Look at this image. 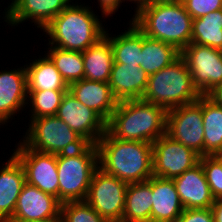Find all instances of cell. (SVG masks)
<instances>
[{
  "label": "cell",
  "mask_w": 222,
  "mask_h": 222,
  "mask_svg": "<svg viewBox=\"0 0 222 222\" xmlns=\"http://www.w3.org/2000/svg\"><path fill=\"white\" fill-rule=\"evenodd\" d=\"M98 166L126 183L147 181L153 176L152 143L124 141L107 130L97 142Z\"/></svg>",
  "instance_id": "cell-1"
},
{
  "label": "cell",
  "mask_w": 222,
  "mask_h": 222,
  "mask_svg": "<svg viewBox=\"0 0 222 222\" xmlns=\"http://www.w3.org/2000/svg\"><path fill=\"white\" fill-rule=\"evenodd\" d=\"M79 4L73 1L42 30L49 37L46 46L83 52L104 36L101 16L85 2Z\"/></svg>",
  "instance_id": "cell-2"
},
{
  "label": "cell",
  "mask_w": 222,
  "mask_h": 222,
  "mask_svg": "<svg viewBox=\"0 0 222 222\" xmlns=\"http://www.w3.org/2000/svg\"><path fill=\"white\" fill-rule=\"evenodd\" d=\"M166 115L163 107L141 99L121 101L106 130L119 140L153 143L166 133Z\"/></svg>",
  "instance_id": "cell-3"
},
{
  "label": "cell",
  "mask_w": 222,
  "mask_h": 222,
  "mask_svg": "<svg viewBox=\"0 0 222 222\" xmlns=\"http://www.w3.org/2000/svg\"><path fill=\"white\" fill-rule=\"evenodd\" d=\"M193 18L182 3H150L135 13L132 23L147 37L182 51L191 44Z\"/></svg>",
  "instance_id": "cell-4"
},
{
  "label": "cell",
  "mask_w": 222,
  "mask_h": 222,
  "mask_svg": "<svg viewBox=\"0 0 222 222\" xmlns=\"http://www.w3.org/2000/svg\"><path fill=\"white\" fill-rule=\"evenodd\" d=\"M201 96L184 59L179 56L170 65L149 76L141 100L157 104L168 111L195 102Z\"/></svg>",
  "instance_id": "cell-5"
},
{
  "label": "cell",
  "mask_w": 222,
  "mask_h": 222,
  "mask_svg": "<svg viewBox=\"0 0 222 222\" xmlns=\"http://www.w3.org/2000/svg\"><path fill=\"white\" fill-rule=\"evenodd\" d=\"M59 180V201H84L94 171L98 166L97 145L88 143L85 147L56 155Z\"/></svg>",
  "instance_id": "cell-6"
},
{
  "label": "cell",
  "mask_w": 222,
  "mask_h": 222,
  "mask_svg": "<svg viewBox=\"0 0 222 222\" xmlns=\"http://www.w3.org/2000/svg\"><path fill=\"white\" fill-rule=\"evenodd\" d=\"M27 126L29 128L20 140L36 151L57 155L79 150L88 144L57 116L30 119Z\"/></svg>",
  "instance_id": "cell-7"
},
{
  "label": "cell",
  "mask_w": 222,
  "mask_h": 222,
  "mask_svg": "<svg viewBox=\"0 0 222 222\" xmlns=\"http://www.w3.org/2000/svg\"><path fill=\"white\" fill-rule=\"evenodd\" d=\"M127 186L128 183L98 167L85 201L107 222H123Z\"/></svg>",
  "instance_id": "cell-8"
},
{
  "label": "cell",
  "mask_w": 222,
  "mask_h": 222,
  "mask_svg": "<svg viewBox=\"0 0 222 222\" xmlns=\"http://www.w3.org/2000/svg\"><path fill=\"white\" fill-rule=\"evenodd\" d=\"M166 134L204 156L202 96L195 102L167 111Z\"/></svg>",
  "instance_id": "cell-9"
},
{
  "label": "cell",
  "mask_w": 222,
  "mask_h": 222,
  "mask_svg": "<svg viewBox=\"0 0 222 222\" xmlns=\"http://www.w3.org/2000/svg\"><path fill=\"white\" fill-rule=\"evenodd\" d=\"M25 171V180L59 200L56 155L28 148L21 140L12 150Z\"/></svg>",
  "instance_id": "cell-10"
},
{
  "label": "cell",
  "mask_w": 222,
  "mask_h": 222,
  "mask_svg": "<svg viewBox=\"0 0 222 222\" xmlns=\"http://www.w3.org/2000/svg\"><path fill=\"white\" fill-rule=\"evenodd\" d=\"M180 56L201 95L222 83V50L191 43L180 52Z\"/></svg>",
  "instance_id": "cell-11"
},
{
  "label": "cell",
  "mask_w": 222,
  "mask_h": 222,
  "mask_svg": "<svg viewBox=\"0 0 222 222\" xmlns=\"http://www.w3.org/2000/svg\"><path fill=\"white\" fill-rule=\"evenodd\" d=\"M153 176L173 179L199 163L200 155L166 133L152 143Z\"/></svg>",
  "instance_id": "cell-12"
},
{
  "label": "cell",
  "mask_w": 222,
  "mask_h": 222,
  "mask_svg": "<svg viewBox=\"0 0 222 222\" xmlns=\"http://www.w3.org/2000/svg\"><path fill=\"white\" fill-rule=\"evenodd\" d=\"M56 116L90 144L96 145L106 132V122L69 91L63 96Z\"/></svg>",
  "instance_id": "cell-13"
},
{
  "label": "cell",
  "mask_w": 222,
  "mask_h": 222,
  "mask_svg": "<svg viewBox=\"0 0 222 222\" xmlns=\"http://www.w3.org/2000/svg\"><path fill=\"white\" fill-rule=\"evenodd\" d=\"M27 74L25 64L19 68L0 70V127L16 119L26 110ZM21 112V113H20ZM15 115V116H14ZM11 119V120H10Z\"/></svg>",
  "instance_id": "cell-14"
},
{
  "label": "cell",
  "mask_w": 222,
  "mask_h": 222,
  "mask_svg": "<svg viewBox=\"0 0 222 222\" xmlns=\"http://www.w3.org/2000/svg\"><path fill=\"white\" fill-rule=\"evenodd\" d=\"M61 204L58 198L25 182L9 221L61 219Z\"/></svg>",
  "instance_id": "cell-15"
},
{
  "label": "cell",
  "mask_w": 222,
  "mask_h": 222,
  "mask_svg": "<svg viewBox=\"0 0 222 222\" xmlns=\"http://www.w3.org/2000/svg\"><path fill=\"white\" fill-rule=\"evenodd\" d=\"M72 1L74 0H17L9 9L10 26L16 29L18 25L30 21L41 31Z\"/></svg>",
  "instance_id": "cell-16"
},
{
  "label": "cell",
  "mask_w": 222,
  "mask_h": 222,
  "mask_svg": "<svg viewBox=\"0 0 222 222\" xmlns=\"http://www.w3.org/2000/svg\"><path fill=\"white\" fill-rule=\"evenodd\" d=\"M172 180L184 209L211 208L215 203L200 162Z\"/></svg>",
  "instance_id": "cell-17"
},
{
  "label": "cell",
  "mask_w": 222,
  "mask_h": 222,
  "mask_svg": "<svg viewBox=\"0 0 222 222\" xmlns=\"http://www.w3.org/2000/svg\"><path fill=\"white\" fill-rule=\"evenodd\" d=\"M68 91L83 105L95 111L106 123L118 101L108 83L82 79L69 84Z\"/></svg>",
  "instance_id": "cell-18"
},
{
  "label": "cell",
  "mask_w": 222,
  "mask_h": 222,
  "mask_svg": "<svg viewBox=\"0 0 222 222\" xmlns=\"http://www.w3.org/2000/svg\"><path fill=\"white\" fill-rule=\"evenodd\" d=\"M6 160L0 164V222H8L13 217L18 197L26 182L25 171L19 160L13 154Z\"/></svg>",
  "instance_id": "cell-19"
},
{
  "label": "cell",
  "mask_w": 222,
  "mask_h": 222,
  "mask_svg": "<svg viewBox=\"0 0 222 222\" xmlns=\"http://www.w3.org/2000/svg\"><path fill=\"white\" fill-rule=\"evenodd\" d=\"M148 79L149 75L139 66L113 63L108 84L118 102L140 100Z\"/></svg>",
  "instance_id": "cell-20"
},
{
  "label": "cell",
  "mask_w": 222,
  "mask_h": 222,
  "mask_svg": "<svg viewBox=\"0 0 222 222\" xmlns=\"http://www.w3.org/2000/svg\"><path fill=\"white\" fill-rule=\"evenodd\" d=\"M151 222H175L184 206L172 179L151 177Z\"/></svg>",
  "instance_id": "cell-21"
},
{
  "label": "cell",
  "mask_w": 222,
  "mask_h": 222,
  "mask_svg": "<svg viewBox=\"0 0 222 222\" xmlns=\"http://www.w3.org/2000/svg\"><path fill=\"white\" fill-rule=\"evenodd\" d=\"M127 30L116 35L105 30V35L113 51V63L141 66V51L143 48V33L132 23H128ZM113 35V36H112Z\"/></svg>",
  "instance_id": "cell-22"
},
{
  "label": "cell",
  "mask_w": 222,
  "mask_h": 222,
  "mask_svg": "<svg viewBox=\"0 0 222 222\" xmlns=\"http://www.w3.org/2000/svg\"><path fill=\"white\" fill-rule=\"evenodd\" d=\"M84 79L108 83L114 62L109 38L104 36L82 52Z\"/></svg>",
  "instance_id": "cell-23"
},
{
  "label": "cell",
  "mask_w": 222,
  "mask_h": 222,
  "mask_svg": "<svg viewBox=\"0 0 222 222\" xmlns=\"http://www.w3.org/2000/svg\"><path fill=\"white\" fill-rule=\"evenodd\" d=\"M38 56L29 59L31 62L26 60L27 90H68L69 85L52 61L45 54Z\"/></svg>",
  "instance_id": "cell-24"
},
{
  "label": "cell",
  "mask_w": 222,
  "mask_h": 222,
  "mask_svg": "<svg viewBox=\"0 0 222 222\" xmlns=\"http://www.w3.org/2000/svg\"><path fill=\"white\" fill-rule=\"evenodd\" d=\"M151 178L144 182L128 183L123 222H151Z\"/></svg>",
  "instance_id": "cell-25"
},
{
  "label": "cell",
  "mask_w": 222,
  "mask_h": 222,
  "mask_svg": "<svg viewBox=\"0 0 222 222\" xmlns=\"http://www.w3.org/2000/svg\"><path fill=\"white\" fill-rule=\"evenodd\" d=\"M204 156L222 155V107L202 95Z\"/></svg>",
  "instance_id": "cell-26"
},
{
  "label": "cell",
  "mask_w": 222,
  "mask_h": 222,
  "mask_svg": "<svg viewBox=\"0 0 222 222\" xmlns=\"http://www.w3.org/2000/svg\"><path fill=\"white\" fill-rule=\"evenodd\" d=\"M141 53L140 68L149 76L167 67L180 56V51L174 46L149 38L144 34Z\"/></svg>",
  "instance_id": "cell-27"
},
{
  "label": "cell",
  "mask_w": 222,
  "mask_h": 222,
  "mask_svg": "<svg viewBox=\"0 0 222 222\" xmlns=\"http://www.w3.org/2000/svg\"><path fill=\"white\" fill-rule=\"evenodd\" d=\"M191 43L222 50V9L192 20Z\"/></svg>",
  "instance_id": "cell-28"
},
{
  "label": "cell",
  "mask_w": 222,
  "mask_h": 222,
  "mask_svg": "<svg viewBox=\"0 0 222 222\" xmlns=\"http://www.w3.org/2000/svg\"><path fill=\"white\" fill-rule=\"evenodd\" d=\"M45 55L52 61L68 85L84 79L82 52L48 46Z\"/></svg>",
  "instance_id": "cell-29"
},
{
  "label": "cell",
  "mask_w": 222,
  "mask_h": 222,
  "mask_svg": "<svg viewBox=\"0 0 222 222\" xmlns=\"http://www.w3.org/2000/svg\"><path fill=\"white\" fill-rule=\"evenodd\" d=\"M26 109H29V119L43 116H56L63 96L68 90H27ZM30 107V108H29Z\"/></svg>",
  "instance_id": "cell-30"
},
{
  "label": "cell",
  "mask_w": 222,
  "mask_h": 222,
  "mask_svg": "<svg viewBox=\"0 0 222 222\" xmlns=\"http://www.w3.org/2000/svg\"><path fill=\"white\" fill-rule=\"evenodd\" d=\"M61 222H107L85 200L61 204Z\"/></svg>",
  "instance_id": "cell-31"
},
{
  "label": "cell",
  "mask_w": 222,
  "mask_h": 222,
  "mask_svg": "<svg viewBox=\"0 0 222 222\" xmlns=\"http://www.w3.org/2000/svg\"><path fill=\"white\" fill-rule=\"evenodd\" d=\"M205 178L216 200L222 197V155L200 156Z\"/></svg>",
  "instance_id": "cell-32"
},
{
  "label": "cell",
  "mask_w": 222,
  "mask_h": 222,
  "mask_svg": "<svg viewBox=\"0 0 222 222\" xmlns=\"http://www.w3.org/2000/svg\"><path fill=\"white\" fill-rule=\"evenodd\" d=\"M182 4L193 19L222 9V0H183Z\"/></svg>",
  "instance_id": "cell-33"
},
{
  "label": "cell",
  "mask_w": 222,
  "mask_h": 222,
  "mask_svg": "<svg viewBox=\"0 0 222 222\" xmlns=\"http://www.w3.org/2000/svg\"><path fill=\"white\" fill-rule=\"evenodd\" d=\"M175 222H214L211 208L184 209Z\"/></svg>",
  "instance_id": "cell-34"
},
{
  "label": "cell",
  "mask_w": 222,
  "mask_h": 222,
  "mask_svg": "<svg viewBox=\"0 0 222 222\" xmlns=\"http://www.w3.org/2000/svg\"><path fill=\"white\" fill-rule=\"evenodd\" d=\"M98 4V9L99 11L102 12V17L101 19H108L109 17H112L113 14H116L118 9H121V5L123 3V0H97Z\"/></svg>",
  "instance_id": "cell-35"
},
{
  "label": "cell",
  "mask_w": 222,
  "mask_h": 222,
  "mask_svg": "<svg viewBox=\"0 0 222 222\" xmlns=\"http://www.w3.org/2000/svg\"><path fill=\"white\" fill-rule=\"evenodd\" d=\"M205 96L215 105L222 107V83L211 89Z\"/></svg>",
  "instance_id": "cell-36"
},
{
  "label": "cell",
  "mask_w": 222,
  "mask_h": 222,
  "mask_svg": "<svg viewBox=\"0 0 222 222\" xmlns=\"http://www.w3.org/2000/svg\"><path fill=\"white\" fill-rule=\"evenodd\" d=\"M214 222H222V202L216 200L211 206Z\"/></svg>",
  "instance_id": "cell-37"
},
{
  "label": "cell",
  "mask_w": 222,
  "mask_h": 222,
  "mask_svg": "<svg viewBox=\"0 0 222 222\" xmlns=\"http://www.w3.org/2000/svg\"><path fill=\"white\" fill-rule=\"evenodd\" d=\"M125 1L128 3V2H131L133 4H135L136 6H133V7H136L134 9V14L133 16L131 17V19L128 21V22H132L133 18H134V15L135 13H137L141 8L149 5L151 3V0H123V3H125Z\"/></svg>",
  "instance_id": "cell-38"
},
{
  "label": "cell",
  "mask_w": 222,
  "mask_h": 222,
  "mask_svg": "<svg viewBox=\"0 0 222 222\" xmlns=\"http://www.w3.org/2000/svg\"><path fill=\"white\" fill-rule=\"evenodd\" d=\"M11 2L8 3V6L4 9L2 15L3 17H1L3 19V21H5V23H7L5 25V27L8 25L9 29H10V22H9V9L17 2V0H10Z\"/></svg>",
  "instance_id": "cell-39"
},
{
  "label": "cell",
  "mask_w": 222,
  "mask_h": 222,
  "mask_svg": "<svg viewBox=\"0 0 222 222\" xmlns=\"http://www.w3.org/2000/svg\"><path fill=\"white\" fill-rule=\"evenodd\" d=\"M152 3H182L183 0H151Z\"/></svg>",
  "instance_id": "cell-40"
},
{
  "label": "cell",
  "mask_w": 222,
  "mask_h": 222,
  "mask_svg": "<svg viewBox=\"0 0 222 222\" xmlns=\"http://www.w3.org/2000/svg\"><path fill=\"white\" fill-rule=\"evenodd\" d=\"M8 222H61V219H47L38 221H8Z\"/></svg>",
  "instance_id": "cell-41"
}]
</instances>
